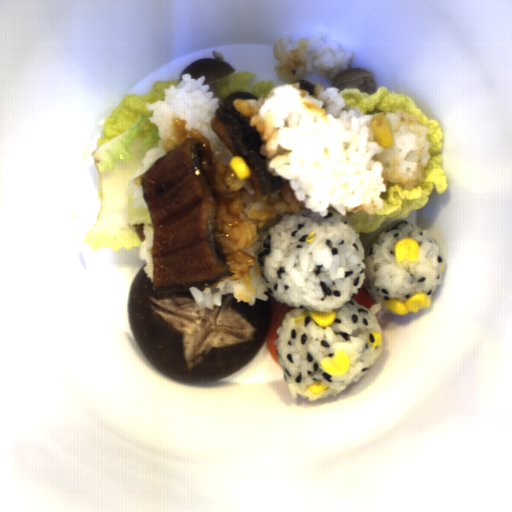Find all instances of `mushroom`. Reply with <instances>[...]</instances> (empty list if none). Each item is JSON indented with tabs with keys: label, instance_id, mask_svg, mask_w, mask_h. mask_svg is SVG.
<instances>
[{
	"label": "mushroom",
	"instance_id": "1",
	"mask_svg": "<svg viewBox=\"0 0 512 512\" xmlns=\"http://www.w3.org/2000/svg\"><path fill=\"white\" fill-rule=\"evenodd\" d=\"M221 306L198 307L192 294L157 295L142 266L129 287L127 310L135 344L147 362L180 383L206 384L249 364L270 329L269 300L253 305L222 295Z\"/></svg>",
	"mask_w": 512,
	"mask_h": 512
}]
</instances>
